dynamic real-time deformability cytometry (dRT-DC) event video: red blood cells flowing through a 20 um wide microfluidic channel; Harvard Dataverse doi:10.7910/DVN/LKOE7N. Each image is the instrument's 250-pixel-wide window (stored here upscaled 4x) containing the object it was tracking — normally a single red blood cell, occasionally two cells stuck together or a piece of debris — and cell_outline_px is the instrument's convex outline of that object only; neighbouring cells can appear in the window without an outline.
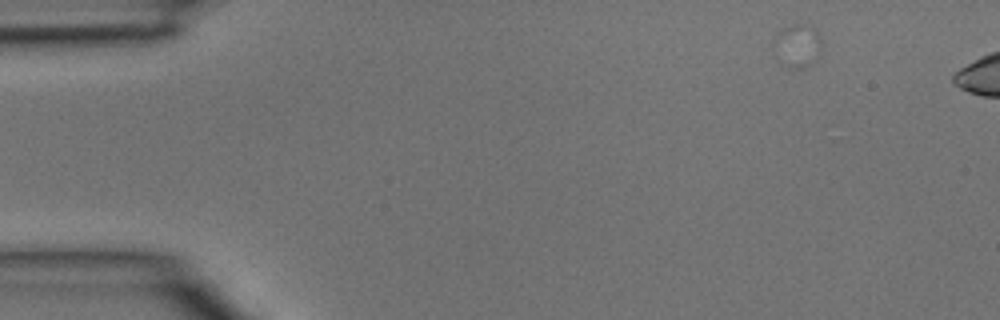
{"species": "common noctule bat (a hibernating species)", "species_latin": "Nyctalus noctula", "temperature_condition": "room temperature", "stored_images_in_passage": 3, "camera_frame_rate_fps": 3000, "um_per_image_px": 0.085, "animal": {"sex": "male", "body_mass_g": 15.6}, "frame": {"image": 1, "passage_image": 1, "time_ms": 0.0, "image_size_px": [1000, 320], "cell_outline_px": [[820, 52], [812, 64], [804, 68], [788, 68], [784, 64], [772, 48], [772, 36], [784, 28], [792, 24], [812, 24], [816, 28], [820, 40]], "centroid_in_image_um": [67.76, 3.85], "position_along_channel_um": 17.2, "area_um2": 12.31}}